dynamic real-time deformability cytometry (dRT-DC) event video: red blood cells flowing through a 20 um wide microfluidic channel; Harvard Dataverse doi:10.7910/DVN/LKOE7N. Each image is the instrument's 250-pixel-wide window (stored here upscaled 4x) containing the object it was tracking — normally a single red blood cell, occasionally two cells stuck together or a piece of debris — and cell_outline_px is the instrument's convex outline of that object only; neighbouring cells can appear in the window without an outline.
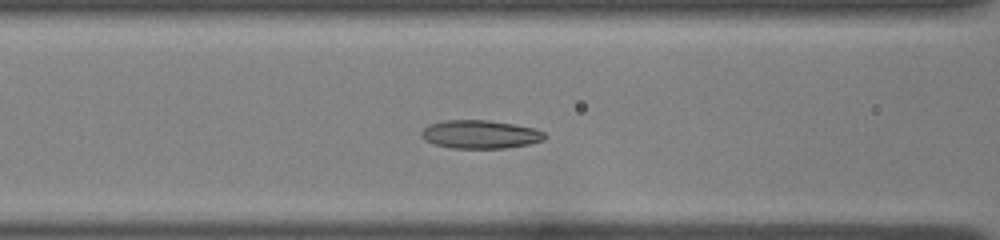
{"species": "common noctule bat (a hibernating species)", "species_latin": "Nyctalus noctula", "temperature_condition": "room temperature", "stored_images_in_passage": 44, "camera_frame_rate_fps": 3000, "um_per_image_px": 0.085, "animal": {"sex": "female", "body_mass_g": 22.0, "forearm_length_mm": 56.7}, "frame": {"image": 1, "passage_image": 16, "time_ms": 5.0, "image_size_px": [1000, 240], "cell_outline_px": [[548, 136], [544, 140], [528, 144], [504, 148], [452, 148], [436, 144], [424, 140], [420, 136], [420, 132], [428, 124], [444, 120], [488, 120], [512, 124], [532, 128], [544, 132]], "centroid_in_image_um": [40.79, 11.42], "position_along_channel_um": 125.8, "area_um2": 20.35}}
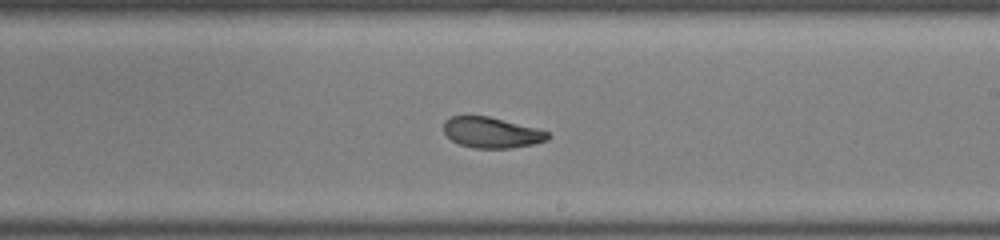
{"frame": {"image": 2, "passage_image": 25, "time_ms": 8.0, "image_size_px": [1000, 240], "cell_outline_px": [[552, 136], [548, 140], [532, 144], [508, 148], [472, 148], [460, 144], [452, 140], [444, 132], [444, 120], [448, 116], [488, 116], [536, 128], [548, 132]], "centroid_in_image_um": [41.77, 11.26], "position_along_channel_um": 247.2, "area_um2": 18.55}}
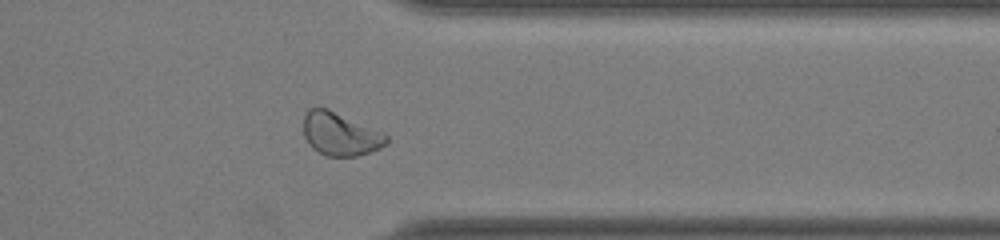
{"frame": {"image": 3, "passage_image": 35, "time_ms": 11.333, "image_size_px": [1000, 240], "cell_outline_px": [[388, 144], [380, 148], [356, 156], [324, 156], [312, 148], [308, 144], [304, 136], [304, 116], [308, 108], [328, 108], [384, 132], [388, 136]], "centroid_in_image_um": [28.93, 11.39], "position_along_channel_um": 382.5, "area_um2": 21.04}, "authors_computed_cell_mechanics": {"area_um2": 20.519, "velocity_mm_per_s": 4.0581, "shape_relaxation_time_tau1_ms": 5.4248, "shape_relaxation_time_tau2_ms": 1.5317, "deformation_change_tau1": 0.1813, "deformation_change_tau2": 0.0589}}